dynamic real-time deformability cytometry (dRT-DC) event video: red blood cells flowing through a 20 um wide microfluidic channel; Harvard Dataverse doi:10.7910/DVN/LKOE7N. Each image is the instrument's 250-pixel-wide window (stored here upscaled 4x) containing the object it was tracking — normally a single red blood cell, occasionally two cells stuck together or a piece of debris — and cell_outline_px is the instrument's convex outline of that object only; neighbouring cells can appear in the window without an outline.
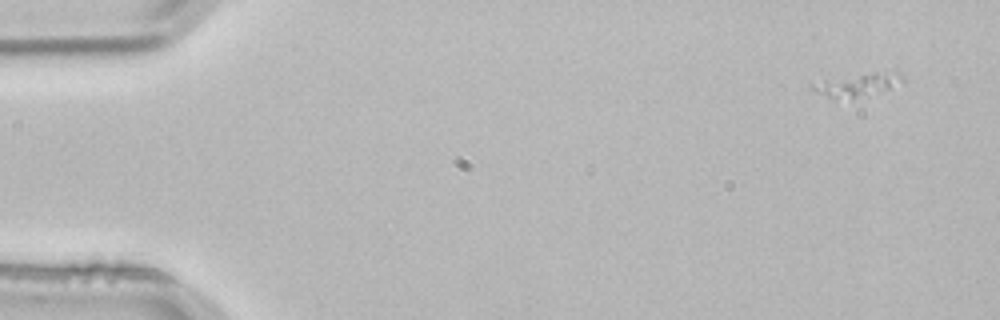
{"species": "common noctule bat (a hibernating species)", "species_latin": "Nyctalus noctula", "temperature_condition": "room temperature", "stored_images_in_passage": 3, "camera_frame_rate_fps": 3000, "um_per_image_px": 0.085, "animal": {"sex": "male", "body_mass_g": 21.5, "forearm_length_mm": 52.0}, "frame": {"image": 1, "passage_image": 1, "time_ms": 0.0, "image_size_px": [1000, 320], "cell_outline_px": [[904, 80], [888, 88], [868, 96], [828, 96], [812, 88], [808, 84], [872, 72], [900, 72], [904, 76]], "centroid_in_image_um": [73.0, 7.16], "position_along_channel_um": 12.0, "area_um2": 11.1}}
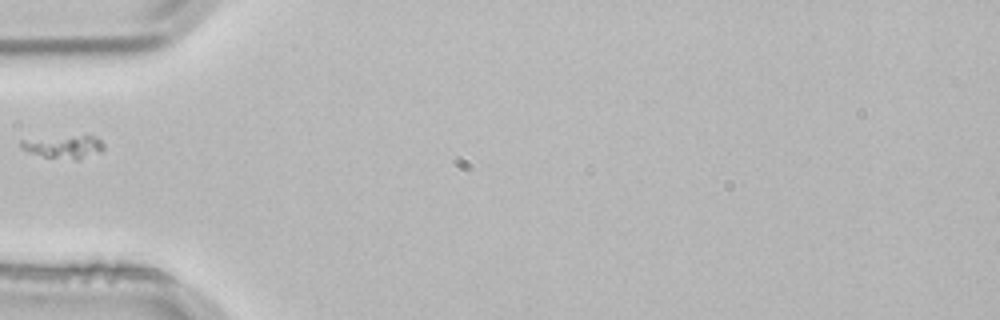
{"frame": {"image": 2, "passage_image": 3, "time_ms": 0.667, "image_size_px": [1000, 320], "cell_outline_px": [[104, 148], [100, 152], [80, 160], [76, 160], [44, 156], [20, 148], [20, 140], [84, 136], [96, 136], [104, 144]], "centroid_in_image_um": [5.49, 12.49], "position_along_channel_um": 79.5, "area_um2": 10.69}}